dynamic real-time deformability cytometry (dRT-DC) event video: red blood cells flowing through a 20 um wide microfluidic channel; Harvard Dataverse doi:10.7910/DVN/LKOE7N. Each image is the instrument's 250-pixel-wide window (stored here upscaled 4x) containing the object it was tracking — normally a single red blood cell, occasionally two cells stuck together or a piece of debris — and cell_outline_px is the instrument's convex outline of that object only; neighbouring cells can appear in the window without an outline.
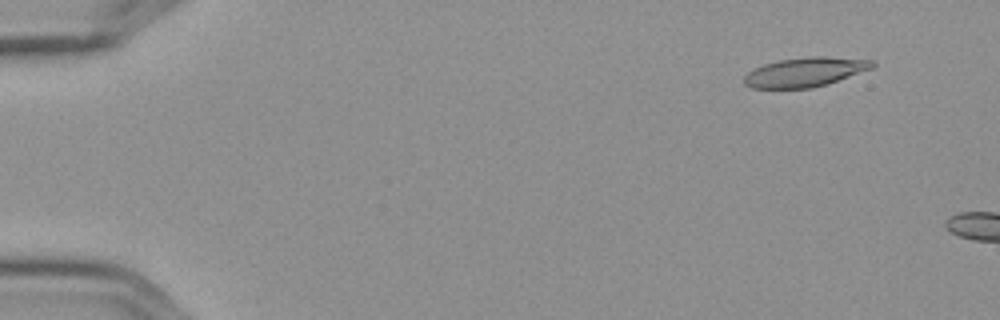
{"species": "Egyptian fruit bat (a non-hibernating species)", "species_latin": "Rousettus aegyptiacus", "temperature_condition": "cold", "stored_images_in_passage": 4, "camera_frame_rate_fps": 3000, "um_per_image_px": 0.085, "frame": {"image": 1, "passage_image": 2, "time_ms": 0.333, "image_size_px": [1000, 320], "cell_outline_px": [[876, 64], [872, 68], [812, 88], [752, 88], [744, 84], [744, 76], [748, 72], [764, 64], [780, 60], [812, 56], [828, 56], [876, 60]], "centroid_in_image_um": [68.44, 6.11], "position_along_channel_um": 16.6, "area_um2": 21.68}}